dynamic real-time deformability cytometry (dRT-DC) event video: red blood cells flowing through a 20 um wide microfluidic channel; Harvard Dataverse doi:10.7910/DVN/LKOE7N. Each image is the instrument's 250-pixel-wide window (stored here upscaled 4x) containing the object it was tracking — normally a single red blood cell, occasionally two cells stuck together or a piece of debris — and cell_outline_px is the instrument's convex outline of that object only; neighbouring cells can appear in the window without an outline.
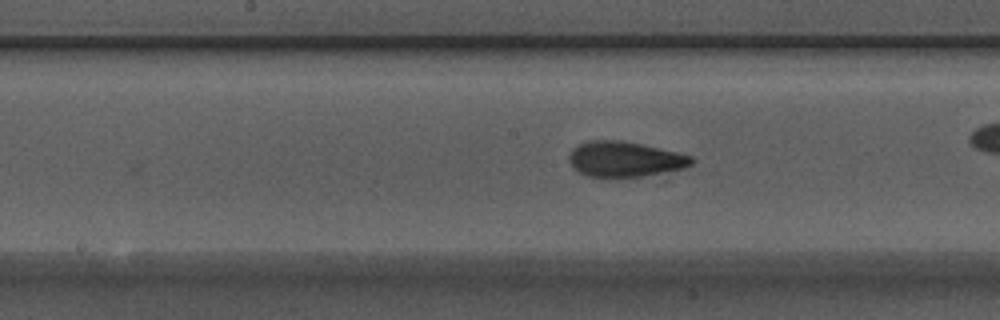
{"species": "Egyptian fruit bat (a non-hibernating species)", "species_latin": "Rousettus aegyptiacus", "temperature_condition": "warm", "stored_images_in_passage": 27, "camera_frame_rate_fps": 3000, "um_per_image_px": 0.085, "animal": {"sex": "male"}, "frame": {"image": 1, "passage_image": 15, "time_ms": 4.667, "image_size_px": [1000, 320], "cell_outline_px": [[696, 160], [692, 164], [684, 168], [644, 176], [604, 180], [588, 176], [572, 168], [568, 160], [568, 156], [572, 148], [588, 140], [620, 140], [640, 144], [676, 152], [692, 156]], "centroid_in_image_um": [53.05, 13.57], "position_along_channel_um": 195.1, "area_um2": 25.84}}
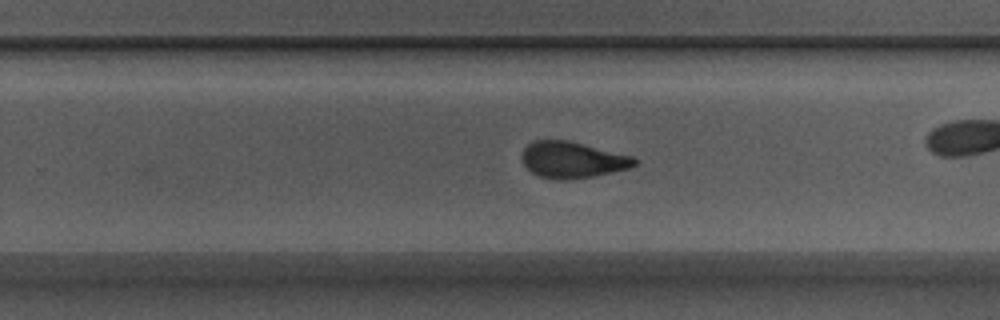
{"frame": {"image": 2, "passage_image": 22, "time_ms": 7.0, "image_size_px": [1000, 320], "cell_outline_px": [[636, 164], [628, 168], [596, 176], [568, 180], [560, 180], [540, 176], [532, 172], [524, 164], [520, 156], [524, 148], [532, 140], [568, 140], [632, 156], [636, 160]], "centroid_in_image_um": [48.62, 13.58], "position_along_channel_um": 281.2, "area_um2": 23.76}}